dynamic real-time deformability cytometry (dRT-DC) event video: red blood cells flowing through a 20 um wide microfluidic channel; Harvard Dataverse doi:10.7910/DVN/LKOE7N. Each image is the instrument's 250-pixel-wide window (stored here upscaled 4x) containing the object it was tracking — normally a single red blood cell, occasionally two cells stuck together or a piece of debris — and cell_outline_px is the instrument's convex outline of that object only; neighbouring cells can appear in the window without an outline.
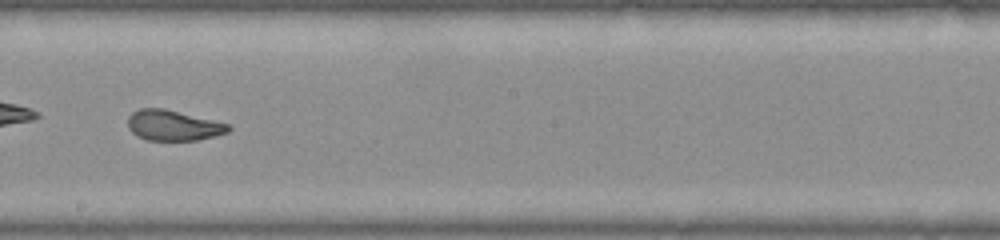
{"species": "common noctule bat (a hibernating species)", "species_latin": "Nyctalus noctula", "temperature_condition": "warm", "stored_images_in_passage": 52, "camera_frame_rate_fps": 3000, "um_per_image_px": 0.085, "animal": {"sex": "female", "body_mass_g": 22.0, "forearm_length_mm": 56.7}, "frame": {"image": 1, "passage_image": 30, "time_ms": 9.667, "image_size_px": [1000, 240], "cell_outline_px": [[232, 128], [228, 132], [216, 136], [200, 140], [144, 140], [136, 136], [128, 128], [128, 116], [132, 112], [140, 108], [164, 108], [228, 124]], "centroid_in_image_um": [14.7, 10.67], "position_along_channel_um": 233.5, "area_um2": 17.92}, "authors_computed_cell_mechanics": {"area_um2": 19.8832, "velocity_mm_per_s": 3.8547, "shape_relaxation_time_tau1_ms": null, "shape_relaxation_time_tau2_ms": 0.7695, "deformation_change_tau1": null, "deformation_change_tau2": 0.0564}}